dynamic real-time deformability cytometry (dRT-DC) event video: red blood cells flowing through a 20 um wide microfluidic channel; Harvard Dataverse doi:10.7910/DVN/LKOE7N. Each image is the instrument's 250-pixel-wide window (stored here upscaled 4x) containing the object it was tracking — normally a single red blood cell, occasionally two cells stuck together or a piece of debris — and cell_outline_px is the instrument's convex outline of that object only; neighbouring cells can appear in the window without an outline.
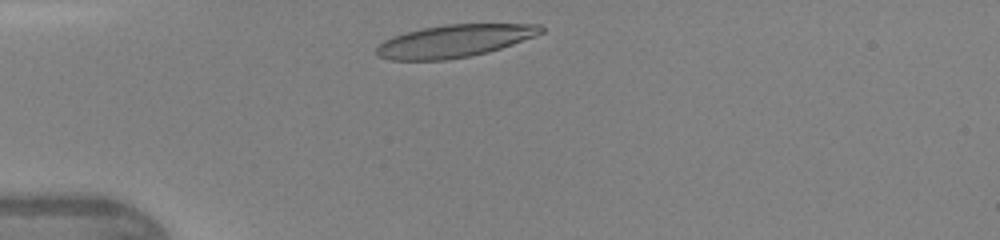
{"species": "human", "species_latin": "Homo sapiens", "temperature_condition": "warm", "stored_images_in_passage": 31, "camera_frame_rate_fps": 3000, "um_per_image_px": 0.085, "donor": {"sex": "female"}, "frame": {"image": 1, "passage_image": 2, "time_ms": 0.333, "image_size_px": [1000, 240], "cell_outline_px": [[544, 32], [536, 36], [488, 52], [448, 60], [388, 60], [380, 56], [376, 52], [376, 48], [384, 40], [392, 36], [404, 32], [444, 24], [540, 24], [544, 28]], "centroid_in_image_um": [38.62, 3.48], "position_along_channel_um": 46.4, "area_um2": 31.15}}
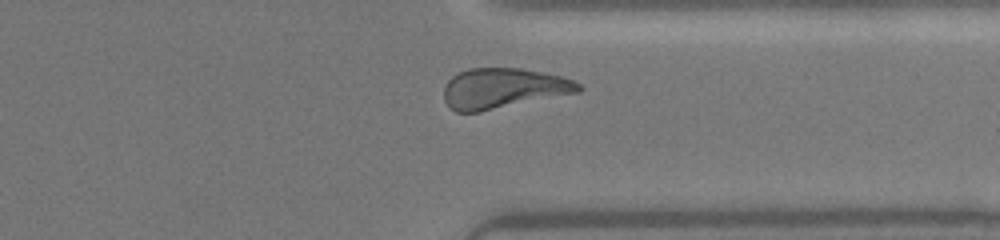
{"frame": {"image": 2, "passage_image": 26, "time_ms": 8.333, "image_size_px": [1000, 240], "cell_outline_px": [[584, 88], [580, 92], [480, 112], [456, 112], [444, 100], [444, 84], [452, 76], [468, 68], [520, 68], [544, 72], [576, 80]], "centroid_in_image_um": [42.8, 7.5], "position_along_channel_um": 368.6, "area_um2": 31.85}}
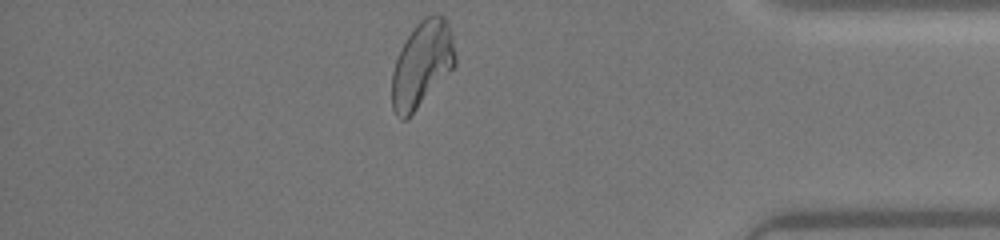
{"frame": {"image": 3, "passage_image": 30, "time_ms": 9.667, "image_size_px": [1000, 240], "cell_outline_px": [[456, 64], [416, 108], [404, 120], [400, 120], [396, 116], [392, 108], [392, 72], [396, 60], [408, 36], [416, 24], [424, 16], [436, 12], [444, 16], [448, 24], [452, 36], [456, 56]], "centroid_in_image_um": [35.87, 5.41], "position_along_channel_um": 399.3, "area_um2": 31.1}, "authors_computed_cell_mechanics": {"area_um2": 31.3276, "velocity_mm_per_s": 4.3229, "shape_relaxation_time_tau1_ms": null, "shape_relaxation_time_tau2_ms": 2.6635, "deformation_change_tau1": null, "deformation_change_tau2": 0.1298}}